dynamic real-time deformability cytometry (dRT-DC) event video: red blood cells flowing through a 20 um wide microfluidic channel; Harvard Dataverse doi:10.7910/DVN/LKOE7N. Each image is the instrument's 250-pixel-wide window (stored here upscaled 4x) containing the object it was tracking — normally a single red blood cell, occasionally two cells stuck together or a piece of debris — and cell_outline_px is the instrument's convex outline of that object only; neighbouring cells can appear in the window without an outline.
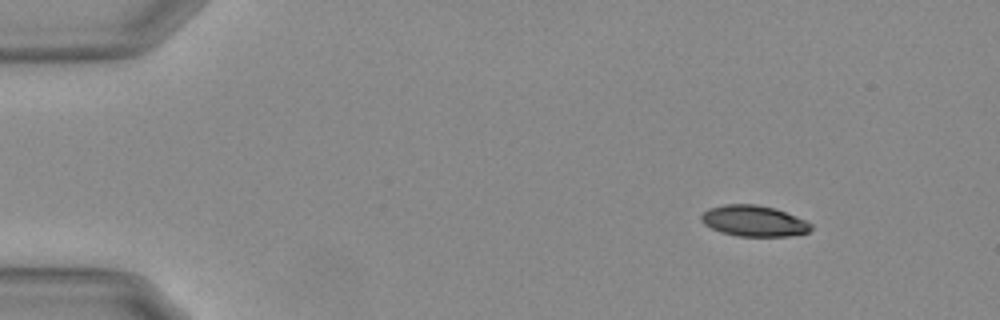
{"species": "Egyptian fruit bat (a non-hibernating species)", "species_latin": "Rousettus aegyptiacus", "temperature_condition": "warm", "stored_images_in_passage": 50, "camera_frame_rate_fps": 3000, "um_per_image_px": 0.085, "animal": {"sex": "female"}, "frame": {"image": 1, "passage_image": 1, "time_ms": 0.0, "image_size_px": [1000, 320], "cell_outline_px": [[812, 228], [808, 232], [788, 236], [736, 236], [720, 232], [704, 224], [700, 220], [700, 216], [708, 208], [724, 204], [756, 204], [772, 208], [784, 212], [804, 220], [812, 224]], "centroid_in_image_um": [64.03, 18.78], "position_along_channel_um": 21.0, "area_um2": 19.65}}
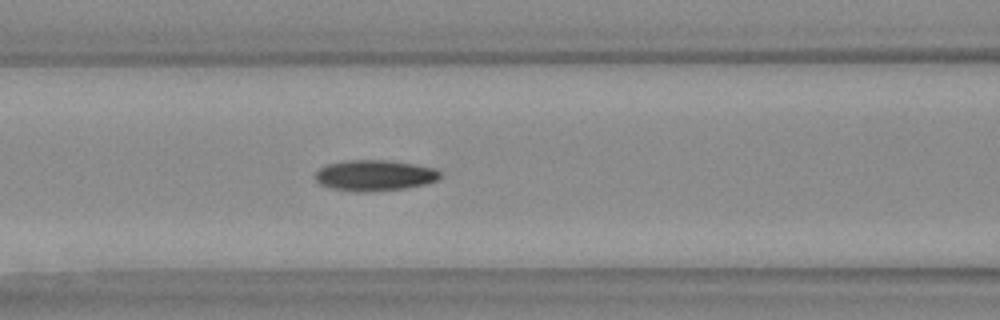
{"frame": {"image": 2, "passage_image": 18, "time_ms": 5.667, "image_size_px": [1000, 320], "cell_outline_px": [[440, 176], [436, 180], [424, 184], [404, 188], [372, 192], [356, 192], [332, 188], [320, 184], [316, 180], [316, 172], [320, 168], [328, 164], [348, 160], [388, 160], [416, 164], [436, 168], [440, 172]], "centroid_in_image_um": [31.85, 14.91], "position_along_channel_um": 134.7, "area_um2": 22.43}}
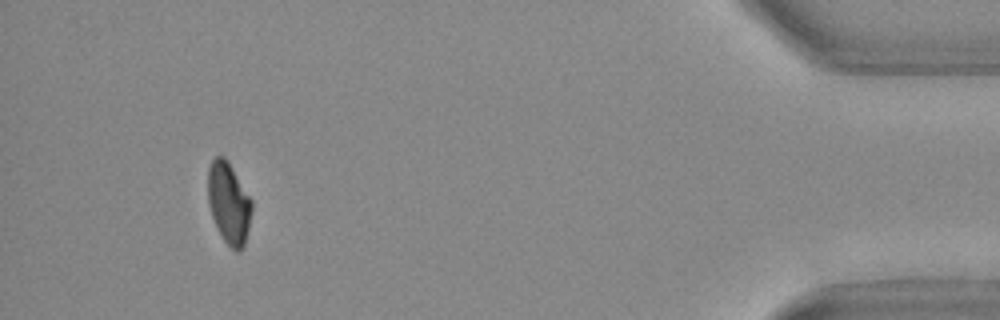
{"frame": {"image": 3, "passage_image": 46, "time_ms": 15.0, "image_size_px": [1000, 320], "cell_outline_px": [[252, 208], [248, 228], [244, 244], [236, 252], [224, 240], [212, 216], [208, 204], [208, 168], [212, 160], [216, 156], [224, 156], [228, 160], [252, 200]], "centroid_in_image_um": [19.44, 17.2], "position_along_channel_um": 415.8, "area_um2": 20.52}, "authors_computed_cell_mechanics": {"area_um2": 21.7328, "velocity_mm_per_s": 3.7129, "shape_relaxation_time_tau1_ms": 5.5188, "shape_relaxation_time_tau2_ms": 3.2242, "deformation_change_tau1": 0.1644, "deformation_change_tau2": 0.072}}